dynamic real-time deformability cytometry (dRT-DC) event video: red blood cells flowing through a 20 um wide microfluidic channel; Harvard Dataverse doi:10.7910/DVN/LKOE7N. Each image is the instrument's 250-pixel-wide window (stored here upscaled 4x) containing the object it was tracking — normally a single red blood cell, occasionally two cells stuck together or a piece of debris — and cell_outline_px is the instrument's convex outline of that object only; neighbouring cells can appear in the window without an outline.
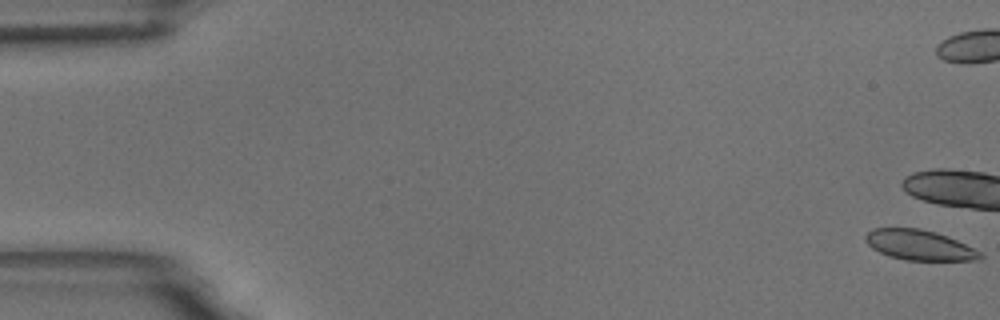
{"species": "common noctule bat (a hibernating species)", "species_latin": "Nyctalus noctula", "temperature_condition": "room temperature", "stored_images_in_passage": 9, "camera_frame_rate_fps": 3000, "um_per_image_px": 0.085, "animal": {"sex": "male", "body_mass_g": 18.8}, "frame": {"image": 1, "passage_image": 1, "time_ms": 0.0, "image_size_px": [1000, 320], "cell_outline_px": [[984, 256], [980, 260], [904, 260], [888, 256], [872, 248], [864, 240], [864, 236], [872, 228], [920, 228], [936, 232], [948, 236], [984, 252]], "centroid_in_image_um": [78.18, 20.83], "position_along_channel_um": 6.8, "area_um2": 20.46}}